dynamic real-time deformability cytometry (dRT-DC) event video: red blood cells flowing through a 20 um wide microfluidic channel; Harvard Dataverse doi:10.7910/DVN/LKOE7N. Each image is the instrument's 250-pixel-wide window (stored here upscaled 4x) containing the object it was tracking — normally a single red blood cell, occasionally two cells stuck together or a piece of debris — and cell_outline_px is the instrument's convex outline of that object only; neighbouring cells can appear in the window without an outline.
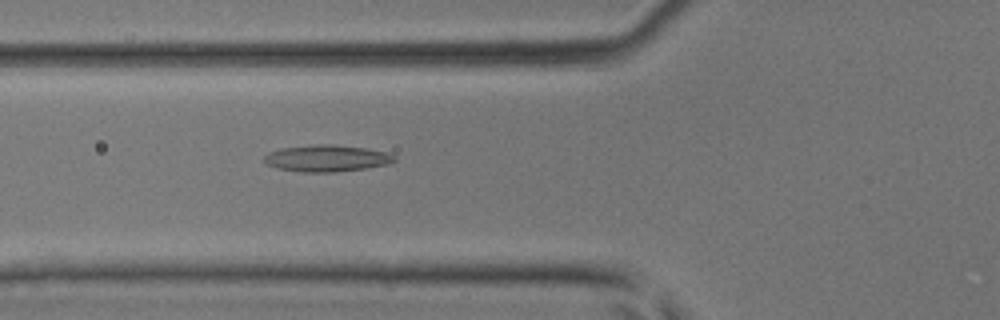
{"species": "common noctule bat (a hibernating species)", "species_latin": "Nyctalus noctula", "temperature_condition": "room temperature", "stored_images_in_passage": 31, "camera_frame_rate_fps": 3000, "um_per_image_px": 0.085, "animal": {"sex": "male", "body_mass_g": 17.9, "forearm_length_mm": 54.2}, "frame": {"image": 1, "passage_image": 4, "time_ms": 1.0, "image_size_px": [1000, 320], "cell_outline_px": [[396, 160], [388, 164], [368, 168], [332, 172], [304, 172], [276, 168], [268, 164], [264, 160], [264, 156], [268, 152], [280, 148], [316, 144], [332, 144], [364, 148], [388, 152], [396, 156]], "centroid_in_image_um": [27.78, 13.45], "position_along_channel_um": 98.0, "area_um2": 20.29}}
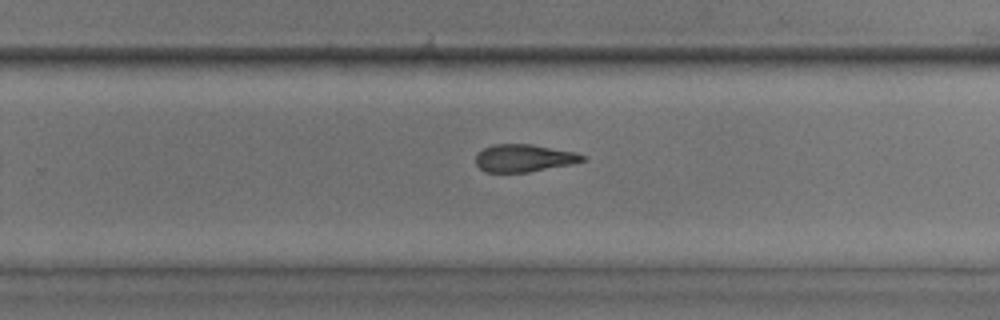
{"frame": {"image": 2, "passage_image": 16, "time_ms": 5.0, "image_size_px": [1000, 320], "cell_outline_px": [[584, 160], [572, 164], [528, 172], [484, 172], [476, 164], [476, 152], [492, 144], [532, 144], [576, 152], [584, 156]], "centroid_in_image_um": [44.5, 13.43], "position_along_channel_um": 285.3, "area_um2": 17.17}}
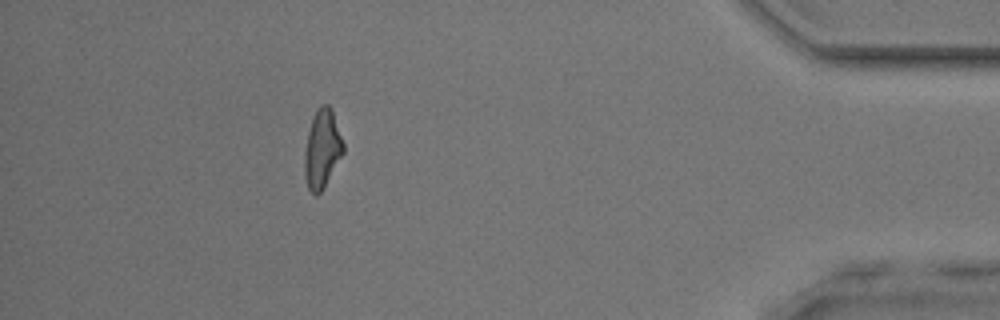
{"frame": {"image": 3, "passage_image": 27, "time_ms": 8.667, "image_size_px": [1000, 320], "cell_outline_px": [[344, 152], [320, 192], [316, 196], [308, 188], [304, 172], [304, 152], [308, 132], [312, 116], [316, 108], [320, 104], [328, 104], [332, 108], [344, 144]], "centroid_in_image_um": [27.37, 12.59], "position_along_channel_um": 407.8, "area_um2": 17.74}}